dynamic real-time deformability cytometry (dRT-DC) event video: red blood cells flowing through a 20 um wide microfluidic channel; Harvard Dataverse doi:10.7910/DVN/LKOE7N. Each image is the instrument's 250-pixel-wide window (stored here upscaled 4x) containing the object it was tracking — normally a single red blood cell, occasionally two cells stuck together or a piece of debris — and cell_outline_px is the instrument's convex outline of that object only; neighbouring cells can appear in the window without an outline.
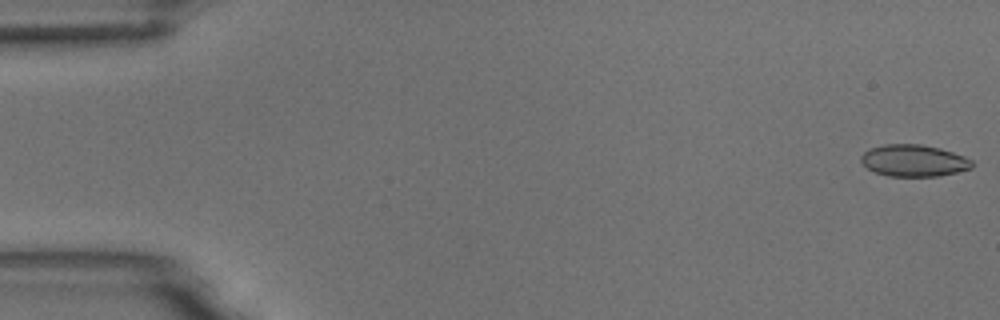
{"species": "common noctule bat (a hibernating species)", "species_latin": "Nyctalus noctula", "temperature_condition": "room temperature", "stored_images_in_passage": 54, "camera_frame_rate_fps": 3000, "um_per_image_px": 0.085, "animal": {"sex": "male", "body_mass_g": 18.8}, "frame": {"image": 1, "passage_image": 1, "time_ms": 0.0, "image_size_px": [1000, 320], "cell_outline_px": [[972, 168], [940, 176], [888, 176], [876, 172], [868, 168], [860, 160], [860, 156], [868, 148], [884, 144], [920, 144], [940, 148], [964, 156], [972, 160]], "centroid_in_image_um": [77.65, 13.64], "position_along_channel_um": 7.3, "area_um2": 20.58}}
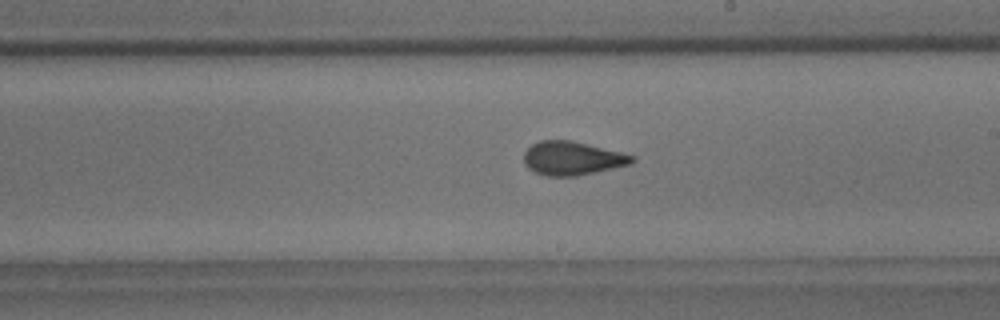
{"frame": {"image": 2, "passage_image": 31, "time_ms": 10.0, "image_size_px": [1000, 320], "cell_outline_px": [[636, 160], [632, 164], [596, 172], [576, 176], [548, 176], [536, 172], [528, 168], [524, 164], [524, 152], [532, 144], [540, 140], [572, 140], [636, 156]], "centroid_in_image_um": [48.66, 13.45], "position_along_channel_um": 240.3, "area_um2": 21.27}}
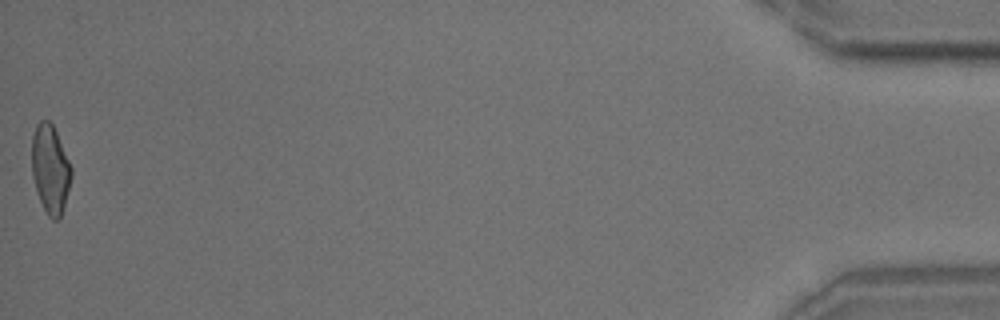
{"frame": {"image": 3, "passage_image": 54, "time_ms": 17.667, "image_size_px": [1000, 320], "cell_outline_px": [[72, 176], [64, 204], [60, 216], [56, 220], [52, 220], [48, 216], [36, 192], [32, 176], [32, 136], [36, 124], [40, 120], [48, 120], [52, 124], [56, 132], [72, 168]], "centroid_in_image_um": [4.26, 14.36], "position_along_channel_um": 430.9, "area_um2": 20.23}, "authors_computed_cell_mechanics": {"area_um2": 20.8947, "velocity_mm_per_s": 3.7503, "shape_relaxation_time_tau1_ms": 5.7536, "shape_relaxation_time_tau2_ms": 1.0419, "deformation_change_tau1": 0.1501, "deformation_change_tau2": 0.0764}}